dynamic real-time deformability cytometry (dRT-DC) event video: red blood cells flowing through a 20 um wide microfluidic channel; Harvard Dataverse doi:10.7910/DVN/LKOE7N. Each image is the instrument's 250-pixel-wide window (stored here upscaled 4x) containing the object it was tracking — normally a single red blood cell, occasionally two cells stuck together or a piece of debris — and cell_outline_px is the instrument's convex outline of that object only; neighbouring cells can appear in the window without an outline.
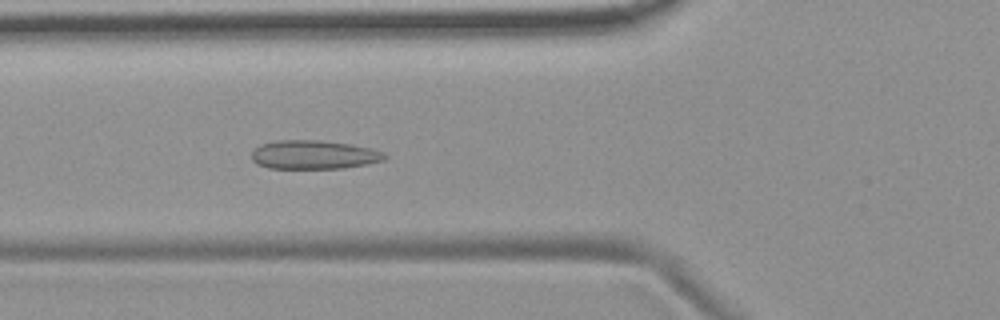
{"species": "common noctule bat (a hibernating species)", "species_latin": "Nyctalus noctula", "temperature_condition": "room temperature", "stored_images_in_passage": 5, "camera_frame_rate_fps": 3000, "um_per_image_px": 0.085, "animal": {"sex": "female", "body_mass_g": 19.9}, "frame": {"image": 1, "passage_image": 5, "time_ms": 5.333, "image_size_px": [1000, 320], "cell_outline_px": [[388, 156], [384, 160], [368, 164], [344, 168], [268, 168], [256, 164], [252, 160], [252, 152], [260, 144], [276, 140], [320, 140], [348, 144], [372, 148], [384, 152]], "centroid_in_image_um": [26.68, 13.15], "position_along_channel_um": 99.1, "area_um2": 22.43}}